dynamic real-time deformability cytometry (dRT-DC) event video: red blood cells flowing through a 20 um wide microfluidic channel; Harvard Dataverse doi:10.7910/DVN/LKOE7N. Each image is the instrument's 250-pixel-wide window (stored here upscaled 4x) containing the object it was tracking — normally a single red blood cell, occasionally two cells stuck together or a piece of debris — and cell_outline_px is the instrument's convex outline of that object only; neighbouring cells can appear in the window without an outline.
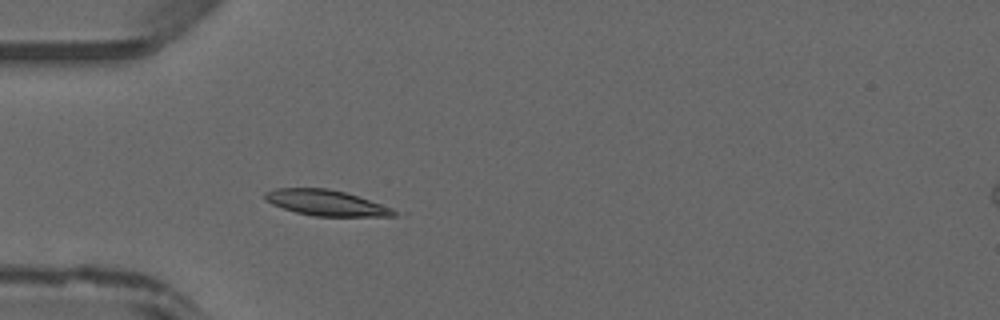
{"species": "common noctule bat (a hibernating species)", "species_latin": "Nyctalus noctula", "temperature_condition": "warm", "stored_images_in_passage": 34, "camera_frame_rate_fps": 3000, "um_per_image_px": 0.085, "animal": {"sex": "male", "forearm_length_mm": 52.5}, "frame": {"image": 1, "passage_image": 1, "time_ms": 0.0, "image_size_px": [1000, 320], "cell_outline_px": [[396, 216], [312, 216], [296, 212], [272, 204], [264, 200], [264, 192], [276, 188], [328, 188], [344, 192], [392, 208], [396, 212]], "centroid_in_image_um": [27.65, 17.24], "position_along_channel_um": 57.3, "area_um2": 19.07}}
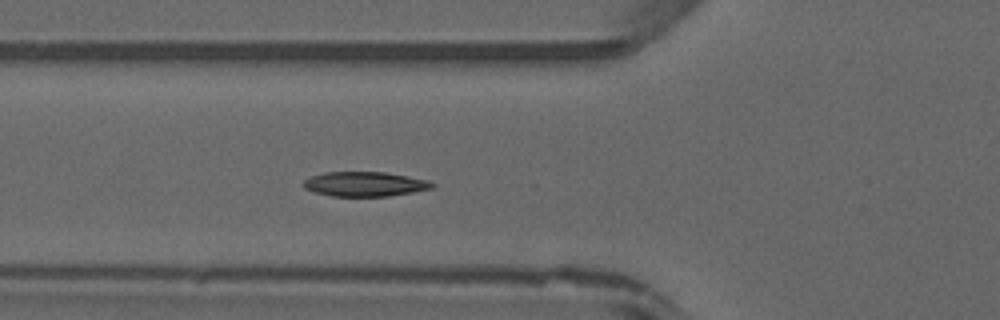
{"frame": {"image": 2, "passage_image": 4, "time_ms": 1.0, "image_size_px": [1000, 320], "cell_outline_px": [[436, 184], [432, 188], [412, 192], [388, 196], [332, 196], [316, 192], [304, 188], [300, 184], [304, 180], [312, 176], [324, 172], [384, 172], [408, 176], [428, 180]], "centroid_in_image_um": [30.99, 15.64], "position_along_channel_um": 94.8, "area_um2": 18.44}}
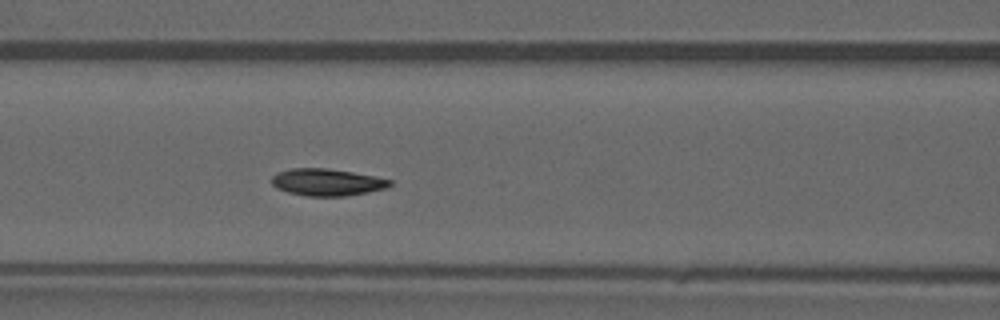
{"frame": {"image": 3, "passage_image": 7, "time_ms": 2.0, "image_size_px": [1000, 320], "cell_outline_px": [[392, 184], [388, 188], [368, 192], [344, 196], [308, 196], [288, 192], [276, 188], [272, 184], [272, 176], [276, 172], [292, 168], [328, 168], [352, 172], [392, 180]], "centroid_in_image_um": [27.78, 15.48], "position_along_channel_um": 138.8, "area_um2": 18.61}}